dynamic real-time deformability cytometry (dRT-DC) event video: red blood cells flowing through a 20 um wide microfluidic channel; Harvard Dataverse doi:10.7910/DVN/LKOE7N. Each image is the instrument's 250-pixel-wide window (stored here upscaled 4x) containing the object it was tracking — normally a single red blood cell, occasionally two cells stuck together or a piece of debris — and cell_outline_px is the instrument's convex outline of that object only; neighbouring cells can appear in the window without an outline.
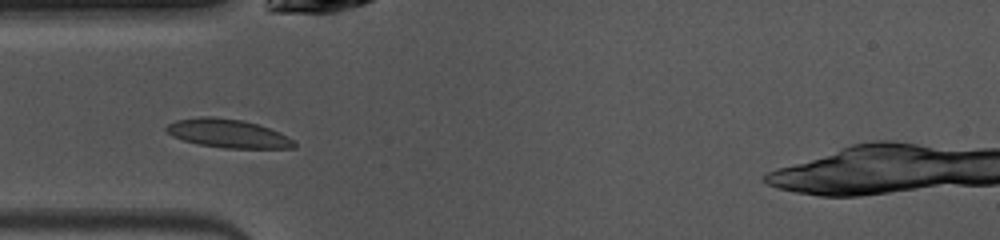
{"species": "common noctule bat (a hibernating species)", "species_latin": "Nyctalus noctula", "temperature_condition": "warm", "stored_images_in_passage": 39, "camera_frame_rate_fps": 3000, "um_per_image_px": 0.085, "animal": {"sex": "female", "body_mass_g": 10.0, "forearm_length_mm": 53.1}, "frame": {"image": 1, "passage_image": 3, "time_ms": 0.667, "image_size_px": [1000, 240], "cell_outline_px": [[296, 148], [224, 148], [200, 144], [184, 140], [172, 136], [164, 128], [168, 124], [176, 120], [200, 116], [212, 116], [244, 120], [280, 132], [292, 140], [296, 144]], "centroid_in_image_um": [19.36, 11.33], "position_along_channel_um": 65.6, "area_um2": 21.15}}
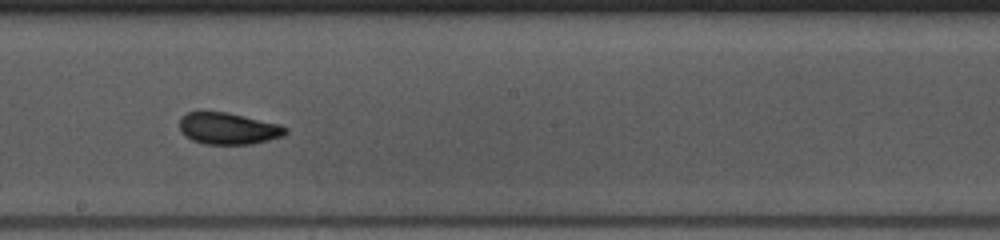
{"frame": {"image": 2, "passage_image": 15, "time_ms": 4.667, "image_size_px": [1000, 240], "cell_outline_px": [[288, 132], [284, 136], [252, 144], [204, 144], [192, 140], [184, 136], [180, 132], [180, 120], [188, 112], [228, 112], [280, 124], [288, 128]], "centroid_in_image_um": [19.43, 10.93], "position_along_channel_um": 228.8, "area_um2": 19.65}}
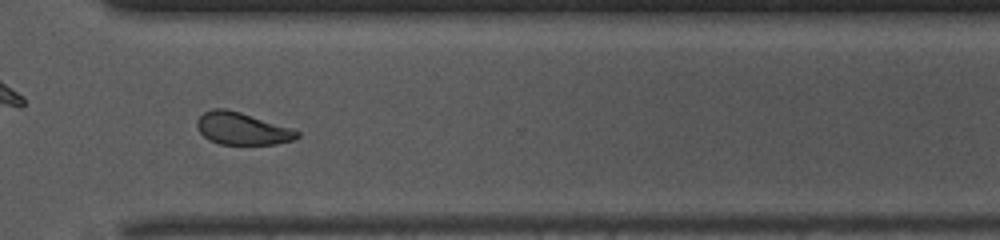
{"frame": {"image": 3, "passage_image": 24, "time_ms": 7.667, "image_size_px": [1000, 240], "cell_outline_px": [[300, 136], [292, 140], [276, 144], [220, 144], [208, 140], [200, 132], [196, 124], [196, 120], [204, 112], [212, 108], [224, 108], [240, 112], [292, 128], [300, 132]], "centroid_in_image_um": [20.57, 10.93], "position_along_channel_um": 350.0, "area_um2": 18.79}, "authors_computed_cell_mechanics": {"area_um2": 19.8832, "velocity_mm_per_s": 4.0419, "shape_relaxation_time_tau1_ms": 3.9375, "shape_relaxation_time_tau2_ms": 1.7295, "deformation_change_tau1": 0.1206, "deformation_change_tau2": 0.0564}}